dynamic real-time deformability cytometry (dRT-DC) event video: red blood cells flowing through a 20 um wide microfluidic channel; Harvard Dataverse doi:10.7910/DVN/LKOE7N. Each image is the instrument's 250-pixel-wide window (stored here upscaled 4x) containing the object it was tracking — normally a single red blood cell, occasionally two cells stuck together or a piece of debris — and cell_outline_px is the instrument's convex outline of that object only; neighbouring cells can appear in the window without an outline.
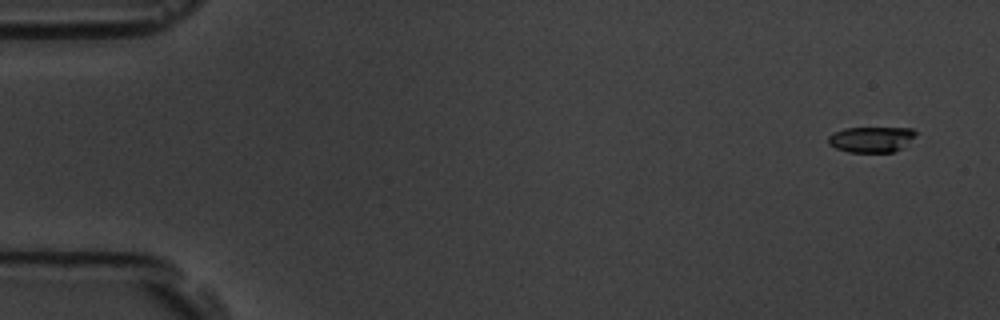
{"species": "common noctule bat (a hibernating species)", "species_latin": "Nyctalus noctula", "temperature_condition": "room temperature", "stored_images_in_passage": 11, "camera_frame_rate_fps": 3000, "um_per_image_px": 0.085, "animal": {"sex": "male", "body_mass_g": 19.5, "forearm_length_mm": 54.6}, "frame": {"image": 1, "passage_image": 1, "time_ms": 0.0, "image_size_px": [1000, 320], "cell_outline_px": [[916, 132], [900, 148], [892, 152], [848, 152], [836, 148], [828, 144], [828, 136], [844, 128], [912, 128]], "centroid_in_image_um": [73.98, 11.84], "position_along_channel_um": 11.0, "area_um2": 12.72}}
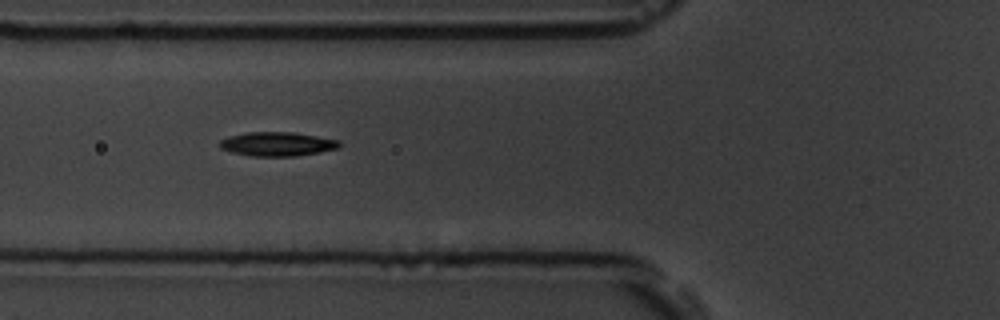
{"frame": {"image": 2, "passage_image": 6, "time_ms": 6.333, "image_size_px": [1000, 320], "cell_outline_px": [[340, 148], [320, 152], [296, 156], [248, 156], [232, 152], [220, 148], [220, 140], [228, 136], [248, 132], [292, 132], [340, 140]], "centroid_in_image_um": [23.57, 12.24], "position_along_channel_um": 102.2, "area_um2": 16.82}}
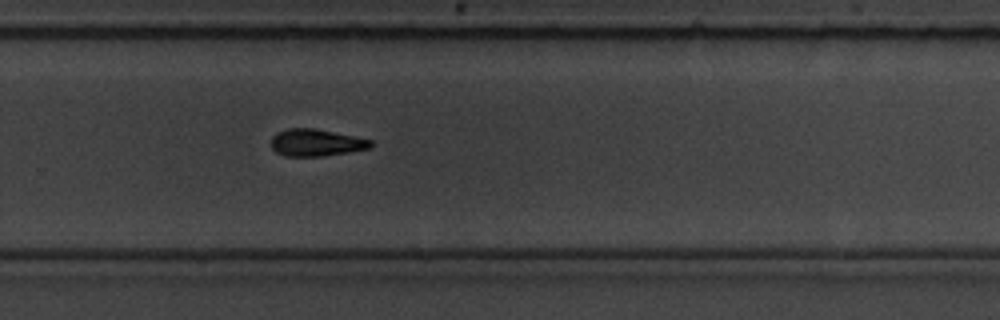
{"frame": {"image": 3, "passage_image": 11, "time_ms": 12.0, "image_size_px": [1000, 320], "cell_outline_px": [[372, 144], [368, 148], [348, 152], [324, 156], [284, 156], [276, 152], [272, 148], [272, 136], [276, 132], [288, 128], [312, 128], [372, 140]], "centroid_in_image_um": [26.81, 12.13], "position_along_channel_um": 303.0, "area_um2": 15.49}}